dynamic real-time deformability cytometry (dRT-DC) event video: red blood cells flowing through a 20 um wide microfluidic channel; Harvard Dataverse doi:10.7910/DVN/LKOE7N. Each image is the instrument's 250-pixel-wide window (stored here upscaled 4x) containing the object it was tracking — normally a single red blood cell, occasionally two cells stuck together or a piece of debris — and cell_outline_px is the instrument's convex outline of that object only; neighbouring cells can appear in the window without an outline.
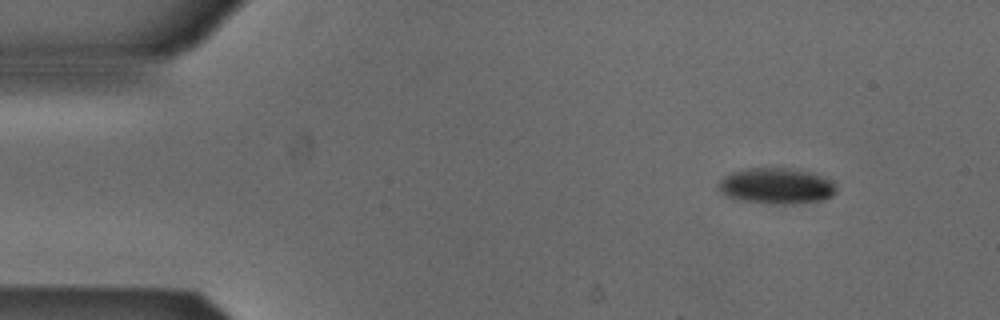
{"species": "Egyptian fruit bat (a non-hibernating species)", "species_latin": "Rousettus aegyptiacus", "temperature_condition": "cold", "stored_images_in_passage": 6, "segment_of_instrument_passage": [2, 2], "camera_frame_rate_fps": 3000, "um_per_image_px": 0.085, "animal": {"sex": "male"}, "frame": {"image": 1, "passage_image": 6, "time_ms": 1.667, "image_size_px": [1000, 320], "cell_outline_px": [[836, 192], [832, 196], [820, 200], [792, 204], [772, 204], [736, 200], [724, 196], [716, 188], [720, 180], [724, 176], [732, 172], [744, 168], [792, 168], [816, 172], [832, 180], [836, 184]], "centroid_in_image_um": [65.98, 15.8], "position_along_channel_um": 19.0, "area_um2": 25.32}}